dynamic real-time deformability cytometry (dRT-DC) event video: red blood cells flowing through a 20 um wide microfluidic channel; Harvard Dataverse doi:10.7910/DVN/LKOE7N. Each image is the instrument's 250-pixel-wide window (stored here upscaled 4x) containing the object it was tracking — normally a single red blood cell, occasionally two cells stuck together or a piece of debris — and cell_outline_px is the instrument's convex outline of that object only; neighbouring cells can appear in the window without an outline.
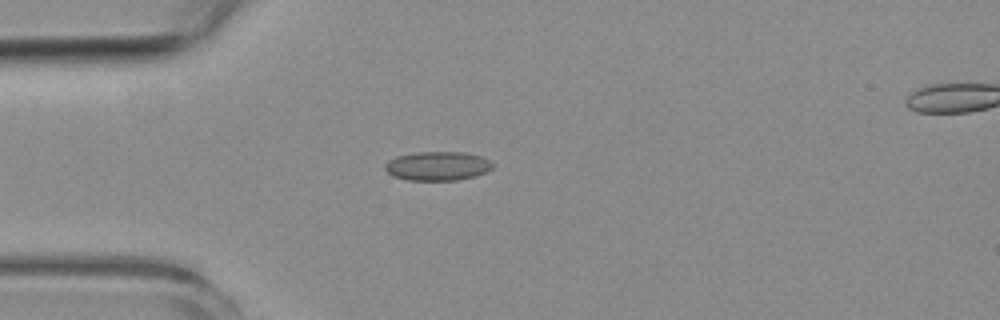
{"species": "common noctule bat (a hibernating species)", "species_latin": "Nyctalus noctula", "temperature_condition": "room temperature", "stored_images_in_passage": 4, "segment_of_instrument_passage": [1, 2], "camera_frame_rate_fps": 3000, "um_per_image_px": 0.085, "animal": {"sex": "female", "body_mass_g": 19.3, "forearm_length_mm": 54.1}, "frame": {"image": 1, "passage_image": 3, "time_ms": 2.333, "image_size_px": [1000, 320], "cell_outline_px": [[492, 168], [476, 176], [456, 180], [408, 180], [392, 176], [384, 168], [384, 164], [388, 160], [396, 156], [416, 152], [464, 152], [480, 156], [488, 160], [492, 164]], "centroid_in_image_um": [37.14, 14.11], "position_along_channel_um": 47.9, "area_um2": 18.15}}